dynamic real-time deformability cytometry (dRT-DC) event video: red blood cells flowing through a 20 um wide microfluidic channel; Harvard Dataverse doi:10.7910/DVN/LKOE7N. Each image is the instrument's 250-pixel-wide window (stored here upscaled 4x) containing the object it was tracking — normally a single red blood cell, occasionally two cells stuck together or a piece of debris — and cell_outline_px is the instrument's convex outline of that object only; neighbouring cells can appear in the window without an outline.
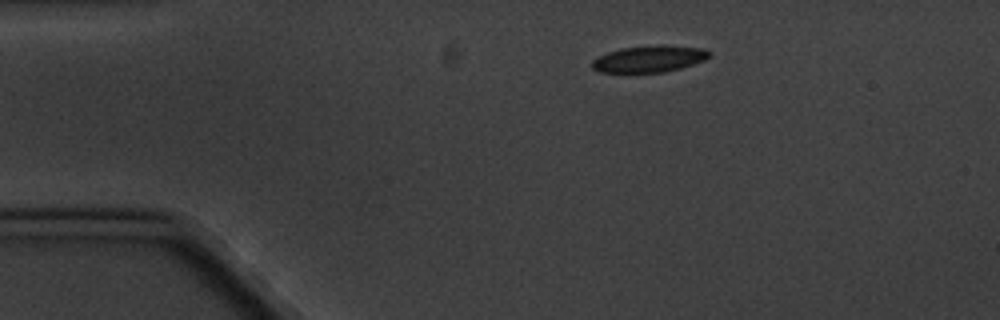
{"species": "common noctule bat (a hibernating species)", "species_latin": "Nyctalus noctula", "temperature_condition": "cold", "stored_images_in_passage": 6, "camera_frame_rate_fps": 3000, "um_per_image_px": 0.085, "animal": {"sex": "male", "body_mass_g": 20.1, "forearm_length_mm": 53.5}, "frame": {"image": 1, "passage_image": 1, "time_ms": 0.0, "image_size_px": [1000, 320], "cell_outline_px": [[712, 56], [704, 60], [680, 68], [664, 72], [600, 72], [592, 68], [592, 60], [596, 56], [620, 48], [664, 44], [704, 48], [712, 52]], "centroid_in_image_um": [55.21, 4.99], "position_along_channel_um": 29.8, "area_um2": 18.38}}
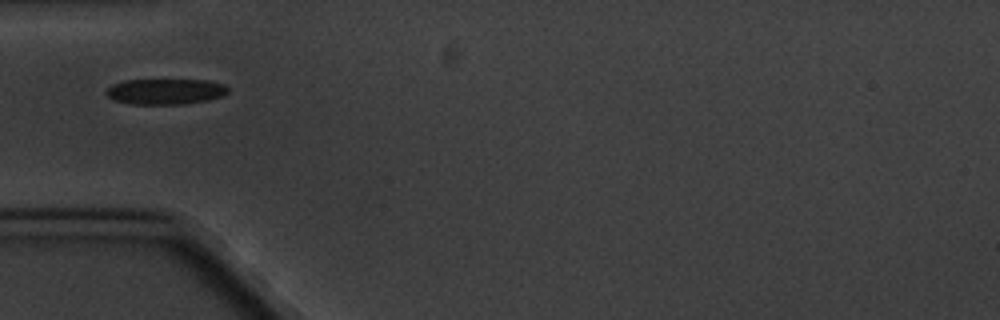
{"frame": {"image": 2, "passage_image": 3, "time_ms": 2.667, "image_size_px": [1000, 320], "cell_outline_px": [[228, 92], [220, 96], [208, 100], [184, 104], [132, 104], [112, 100], [104, 92], [112, 84], [124, 80], [208, 80], [224, 84], [228, 88]], "centroid_in_image_um": [14.03, 7.78], "position_along_channel_um": 71.0, "area_um2": 18.26}}